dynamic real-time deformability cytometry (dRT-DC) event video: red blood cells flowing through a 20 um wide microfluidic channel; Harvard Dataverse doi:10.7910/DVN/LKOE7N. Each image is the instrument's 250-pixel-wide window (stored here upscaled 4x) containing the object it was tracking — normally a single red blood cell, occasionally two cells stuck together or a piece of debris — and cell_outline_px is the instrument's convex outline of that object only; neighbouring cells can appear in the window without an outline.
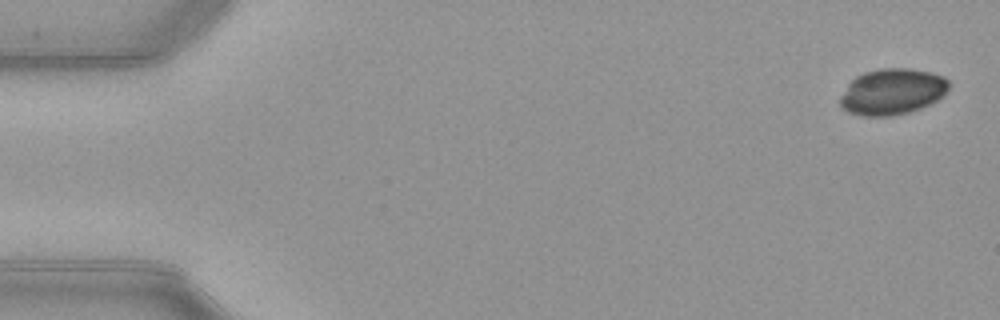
{"species": "common noctule bat (a hibernating species)", "species_latin": "Nyctalus noctula", "temperature_condition": "warm", "stored_images_in_passage": 52, "camera_frame_rate_fps": 3000, "um_per_image_px": 0.085, "animal": {"sex": "female", "body_mass_g": 21.9}, "frame": {"image": 1, "passage_image": 2, "time_ms": 0.333, "image_size_px": [1000, 320], "cell_outline_px": [[948, 88], [944, 96], [912, 112], [892, 116], [864, 116], [848, 112], [840, 104], [840, 96], [848, 84], [856, 76], [864, 72], [880, 68], [912, 68], [932, 72], [944, 76], [948, 80]], "centroid_in_image_um": [75.85, 7.78], "position_along_channel_um": 9.1, "area_um2": 29.36}}
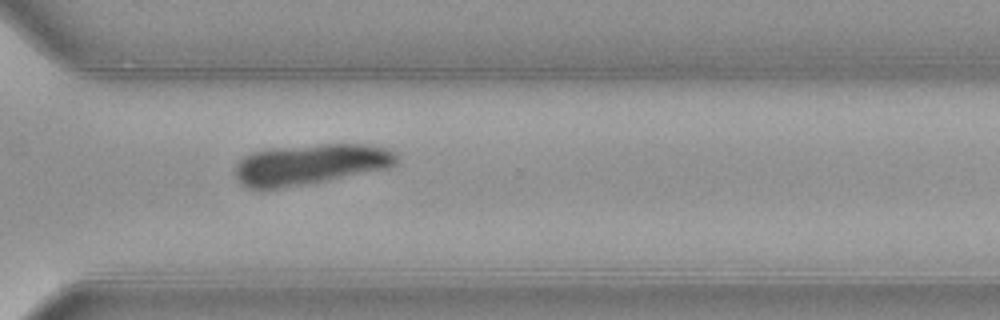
{"frame": {"image": 2, "passage_image": 38, "time_ms": 12.333, "image_size_px": [1000, 320], "cell_outline_px": [[400, 160], [392, 168], [304, 184], [280, 188], [244, 188], [236, 180], [236, 164], [244, 156], [252, 152], [268, 148], [320, 144], [364, 144], [384, 148], [392, 152]], "centroid_in_image_um": [26.36, 13.96], "position_along_channel_um": 344.2, "area_um2": 38.26}}
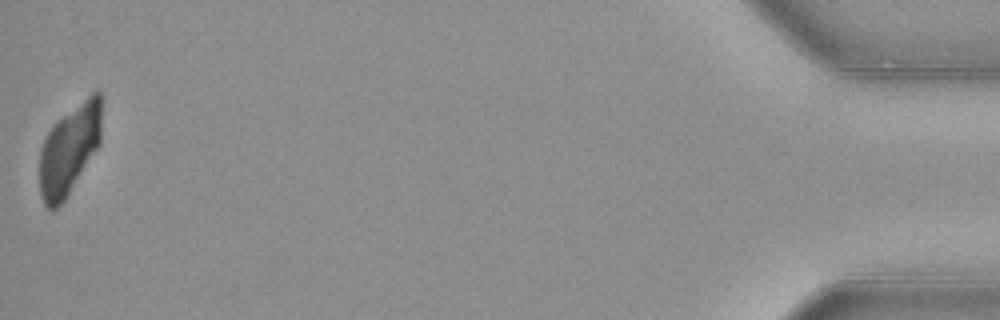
{"frame": {"image": 3, "passage_image": 52, "time_ms": 17.0, "image_size_px": [1000, 320], "cell_outline_px": [[100, 144], [64, 200], [52, 212], [44, 204], [40, 196], [40, 148], [52, 124], [56, 120], [96, 88], [100, 88]], "centroid_in_image_um": [5.88, 12.68], "position_along_channel_um": 429.3, "area_um2": 32.48}}